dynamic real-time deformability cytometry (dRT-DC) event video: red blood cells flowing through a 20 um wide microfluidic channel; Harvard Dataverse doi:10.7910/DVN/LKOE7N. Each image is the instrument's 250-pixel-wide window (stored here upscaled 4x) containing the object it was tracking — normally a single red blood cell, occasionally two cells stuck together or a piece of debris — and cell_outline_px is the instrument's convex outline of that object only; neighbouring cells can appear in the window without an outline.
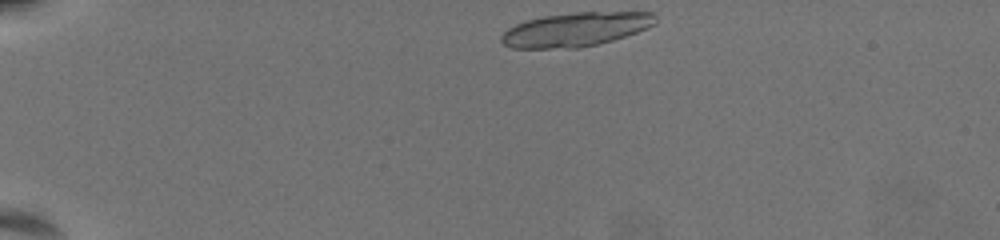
{"species": "common noctule bat (a hibernating species)", "species_latin": "Nyctalus noctula", "temperature_condition": "warm", "stored_images_in_passage": 48, "segment_of_instrument_passage": [1, 2], "camera_frame_rate_fps": 3000, "um_per_image_px": 0.085, "animal": {"sex": "female", "body_mass_g": 19.5, "forearm_length_mm": 54.1}, "frame": {"image": 1, "passage_image": 1, "time_ms": 0.0, "image_size_px": [1000, 240], "cell_outline_px": [[656, 20], [648, 28], [612, 40], [580, 48], [512, 48], [504, 44], [500, 40], [500, 36], [508, 28], [516, 24], [528, 20], [544, 16], [576, 12], [652, 12], [656, 16]], "centroid_in_image_um": [48.91, 2.5], "position_along_channel_um": 36.1, "area_um2": 30.29}}